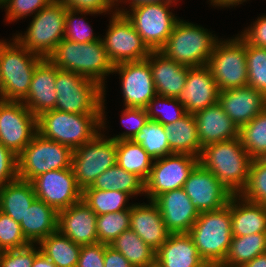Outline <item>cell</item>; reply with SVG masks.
<instances>
[{
	"label": "cell",
	"mask_w": 266,
	"mask_h": 267,
	"mask_svg": "<svg viewBox=\"0 0 266 267\" xmlns=\"http://www.w3.org/2000/svg\"><path fill=\"white\" fill-rule=\"evenodd\" d=\"M105 96L106 92L102 102V114H76L55 109L42 113L37 117L38 133L46 139L75 150L107 128Z\"/></svg>",
	"instance_id": "obj_1"
},
{
	"label": "cell",
	"mask_w": 266,
	"mask_h": 267,
	"mask_svg": "<svg viewBox=\"0 0 266 267\" xmlns=\"http://www.w3.org/2000/svg\"><path fill=\"white\" fill-rule=\"evenodd\" d=\"M149 203L132 204L130 208V229L147 245L157 251L169 238L170 232L162 219L158 206Z\"/></svg>",
	"instance_id": "obj_24"
},
{
	"label": "cell",
	"mask_w": 266,
	"mask_h": 267,
	"mask_svg": "<svg viewBox=\"0 0 266 267\" xmlns=\"http://www.w3.org/2000/svg\"><path fill=\"white\" fill-rule=\"evenodd\" d=\"M53 0H4L0 9L5 8L6 22H16L24 17L32 16L48 6Z\"/></svg>",
	"instance_id": "obj_46"
},
{
	"label": "cell",
	"mask_w": 266,
	"mask_h": 267,
	"mask_svg": "<svg viewBox=\"0 0 266 267\" xmlns=\"http://www.w3.org/2000/svg\"><path fill=\"white\" fill-rule=\"evenodd\" d=\"M105 244L82 245L77 267H104Z\"/></svg>",
	"instance_id": "obj_51"
},
{
	"label": "cell",
	"mask_w": 266,
	"mask_h": 267,
	"mask_svg": "<svg viewBox=\"0 0 266 267\" xmlns=\"http://www.w3.org/2000/svg\"><path fill=\"white\" fill-rule=\"evenodd\" d=\"M55 110L76 114H102L104 88L72 71L57 68Z\"/></svg>",
	"instance_id": "obj_7"
},
{
	"label": "cell",
	"mask_w": 266,
	"mask_h": 267,
	"mask_svg": "<svg viewBox=\"0 0 266 267\" xmlns=\"http://www.w3.org/2000/svg\"><path fill=\"white\" fill-rule=\"evenodd\" d=\"M240 195L266 207V158L252 159L248 182Z\"/></svg>",
	"instance_id": "obj_42"
},
{
	"label": "cell",
	"mask_w": 266,
	"mask_h": 267,
	"mask_svg": "<svg viewBox=\"0 0 266 267\" xmlns=\"http://www.w3.org/2000/svg\"><path fill=\"white\" fill-rule=\"evenodd\" d=\"M143 267H161V265L155 260L153 263L145 265Z\"/></svg>",
	"instance_id": "obj_58"
},
{
	"label": "cell",
	"mask_w": 266,
	"mask_h": 267,
	"mask_svg": "<svg viewBox=\"0 0 266 267\" xmlns=\"http://www.w3.org/2000/svg\"><path fill=\"white\" fill-rule=\"evenodd\" d=\"M83 15L85 17V15H94V13L67 8L64 39L77 43H90L100 40L101 37L94 35L93 29L88 21L83 18Z\"/></svg>",
	"instance_id": "obj_43"
},
{
	"label": "cell",
	"mask_w": 266,
	"mask_h": 267,
	"mask_svg": "<svg viewBox=\"0 0 266 267\" xmlns=\"http://www.w3.org/2000/svg\"><path fill=\"white\" fill-rule=\"evenodd\" d=\"M199 163V157L173 153L154 160L145 181V197L153 201L164 192L183 188L190 172Z\"/></svg>",
	"instance_id": "obj_14"
},
{
	"label": "cell",
	"mask_w": 266,
	"mask_h": 267,
	"mask_svg": "<svg viewBox=\"0 0 266 267\" xmlns=\"http://www.w3.org/2000/svg\"><path fill=\"white\" fill-rule=\"evenodd\" d=\"M36 198L32 182L17 178L0 187V211L20 224Z\"/></svg>",
	"instance_id": "obj_31"
},
{
	"label": "cell",
	"mask_w": 266,
	"mask_h": 267,
	"mask_svg": "<svg viewBox=\"0 0 266 267\" xmlns=\"http://www.w3.org/2000/svg\"><path fill=\"white\" fill-rule=\"evenodd\" d=\"M266 253V233L233 236L226 259L219 267H242Z\"/></svg>",
	"instance_id": "obj_33"
},
{
	"label": "cell",
	"mask_w": 266,
	"mask_h": 267,
	"mask_svg": "<svg viewBox=\"0 0 266 267\" xmlns=\"http://www.w3.org/2000/svg\"><path fill=\"white\" fill-rule=\"evenodd\" d=\"M242 267H266V253L256 256Z\"/></svg>",
	"instance_id": "obj_57"
},
{
	"label": "cell",
	"mask_w": 266,
	"mask_h": 267,
	"mask_svg": "<svg viewBox=\"0 0 266 267\" xmlns=\"http://www.w3.org/2000/svg\"><path fill=\"white\" fill-rule=\"evenodd\" d=\"M231 226L233 236L266 233V207L246 200L240 194L230 198Z\"/></svg>",
	"instance_id": "obj_28"
},
{
	"label": "cell",
	"mask_w": 266,
	"mask_h": 267,
	"mask_svg": "<svg viewBox=\"0 0 266 267\" xmlns=\"http://www.w3.org/2000/svg\"><path fill=\"white\" fill-rule=\"evenodd\" d=\"M220 90L207 65L188 67L184 89L178 100L186 113L195 114L206 107L218 103Z\"/></svg>",
	"instance_id": "obj_19"
},
{
	"label": "cell",
	"mask_w": 266,
	"mask_h": 267,
	"mask_svg": "<svg viewBox=\"0 0 266 267\" xmlns=\"http://www.w3.org/2000/svg\"><path fill=\"white\" fill-rule=\"evenodd\" d=\"M207 66L220 91L247 86L246 41L239 34L219 38Z\"/></svg>",
	"instance_id": "obj_10"
},
{
	"label": "cell",
	"mask_w": 266,
	"mask_h": 267,
	"mask_svg": "<svg viewBox=\"0 0 266 267\" xmlns=\"http://www.w3.org/2000/svg\"><path fill=\"white\" fill-rule=\"evenodd\" d=\"M73 150L36 133L17 156L18 178L32 181L42 173L71 168Z\"/></svg>",
	"instance_id": "obj_9"
},
{
	"label": "cell",
	"mask_w": 266,
	"mask_h": 267,
	"mask_svg": "<svg viewBox=\"0 0 266 267\" xmlns=\"http://www.w3.org/2000/svg\"><path fill=\"white\" fill-rule=\"evenodd\" d=\"M0 100H2V80H1V70H0Z\"/></svg>",
	"instance_id": "obj_59"
},
{
	"label": "cell",
	"mask_w": 266,
	"mask_h": 267,
	"mask_svg": "<svg viewBox=\"0 0 266 267\" xmlns=\"http://www.w3.org/2000/svg\"><path fill=\"white\" fill-rule=\"evenodd\" d=\"M42 59L14 37L9 41L0 40L2 100L22 102L26 98L34 69Z\"/></svg>",
	"instance_id": "obj_6"
},
{
	"label": "cell",
	"mask_w": 266,
	"mask_h": 267,
	"mask_svg": "<svg viewBox=\"0 0 266 267\" xmlns=\"http://www.w3.org/2000/svg\"><path fill=\"white\" fill-rule=\"evenodd\" d=\"M188 234L206 264L219 267L227 257L233 237L230 200L221 209L201 212Z\"/></svg>",
	"instance_id": "obj_4"
},
{
	"label": "cell",
	"mask_w": 266,
	"mask_h": 267,
	"mask_svg": "<svg viewBox=\"0 0 266 267\" xmlns=\"http://www.w3.org/2000/svg\"><path fill=\"white\" fill-rule=\"evenodd\" d=\"M17 178V155L0 143V187Z\"/></svg>",
	"instance_id": "obj_50"
},
{
	"label": "cell",
	"mask_w": 266,
	"mask_h": 267,
	"mask_svg": "<svg viewBox=\"0 0 266 267\" xmlns=\"http://www.w3.org/2000/svg\"><path fill=\"white\" fill-rule=\"evenodd\" d=\"M57 222L58 212L36 198L27 209L20 226L30 244H39L44 238L57 231Z\"/></svg>",
	"instance_id": "obj_29"
},
{
	"label": "cell",
	"mask_w": 266,
	"mask_h": 267,
	"mask_svg": "<svg viewBox=\"0 0 266 267\" xmlns=\"http://www.w3.org/2000/svg\"><path fill=\"white\" fill-rule=\"evenodd\" d=\"M207 28L178 19L172 33L159 50L167 58L188 67L207 65L219 39Z\"/></svg>",
	"instance_id": "obj_5"
},
{
	"label": "cell",
	"mask_w": 266,
	"mask_h": 267,
	"mask_svg": "<svg viewBox=\"0 0 266 267\" xmlns=\"http://www.w3.org/2000/svg\"><path fill=\"white\" fill-rule=\"evenodd\" d=\"M179 0H117L116 7L119 6V3L130 4L129 8H133L138 5L151 4V3H166V2H178ZM129 2V3H128Z\"/></svg>",
	"instance_id": "obj_54"
},
{
	"label": "cell",
	"mask_w": 266,
	"mask_h": 267,
	"mask_svg": "<svg viewBox=\"0 0 266 267\" xmlns=\"http://www.w3.org/2000/svg\"><path fill=\"white\" fill-rule=\"evenodd\" d=\"M252 159L237 137L205 146L199 163L233 194H240L248 182Z\"/></svg>",
	"instance_id": "obj_2"
},
{
	"label": "cell",
	"mask_w": 266,
	"mask_h": 267,
	"mask_svg": "<svg viewBox=\"0 0 266 267\" xmlns=\"http://www.w3.org/2000/svg\"><path fill=\"white\" fill-rule=\"evenodd\" d=\"M32 267H57L50 259H48L42 251H40L33 261Z\"/></svg>",
	"instance_id": "obj_55"
},
{
	"label": "cell",
	"mask_w": 266,
	"mask_h": 267,
	"mask_svg": "<svg viewBox=\"0 0 266 267\" xmlns=\"http://www.w3.org/2000/svg\"><path fill=\"white\" fill-rule=\"evenodd\" d=\"M30 245L21 226L12 217L0 211V252L20 249Z\"/></svg>",
	"instance_id": "obj_45"
},
{
	"label": "cell",
	"mask_w": 266,
	"mask_h": 267,
	"mask_svg": "<svg viewBox=\"0 0 266 267\" xmlns=\"http://www.w3.org/2000/svg\"><path fill=\"white\" fill-rule=\"evenodd\" d=\"M130 229V209L97 216L96 230L99 243L109 245L122 232Z\"/></svg>",
	"instance_id": "obj_40"
},
{
	"label": "cell",
	"mask_w": 266,
	"mask_h": 267,
	"mask_svg": "<svg viewBox=\"0 0 266 267\" xmlns=\"http://www.w3.org/2000/svg\"><path fill=\"white\" fill-rule=\"evenodd\" d=\"M132 141L143 147L154 160L171 154L164 125L155 120L149 119Z\"/></svg>",
	"instance_id": "obj_38"
},
{
	"label": "cell",
	"mask_w": 266,
	"mask_h": 267,
	"mask_svg": "<svg viewBox=\"0 0 266 267\" xmlns=\"http://www.w3.org/2000/svg\"><path fill=\"white\" fill-rule=\"evenodd\" d=\"M153 202L171 234L188 233L200 214L183 188L164 192Z\"/></svg>",
	"instance_id": "obj_20"
},
{
	"label": "cell",
	"mask_w": 266,
	"mask_h": 267,
	"mask_svg": "<svg viewBox=\"0 0 266 267\" xmlns=\"http://www.w3.org/2000/svg\"><path fill=\"white\" fill-rule=\"evenodd\" d=\"M96 213L82 199L58 212L57 230L74 243L88 245L98 242Z\"/></svg>",
	"instance_id": "obj_22"
},
{
	"label": "cell",
	"mask_w": 266,
	"mask_h": 267,
	"mask_svg": "<svg viewBox=\"0 0 266 267\" xmlns=\"http://www.w3.org/2000/svg\"><path fill=\"white\" fill-rule=\"evenodd\" d=\"M121 78L124 107L145 108L157 95L148 59L114 65Z\"/></svg>",
	"instance_id": "obj_17"
},
{
	"label": "cell",
	"mask_w": 266,
	"mask_h": 267,
	"mask_svg": "<svg viewBox=\"0 0 266 267\" xmlns=\"http://www.w3.org/2000/svg\"><path fill=\"white\" fill-rule=\"evenodd\" d=\"M60 4H63L66 8L92 12L96 14H108L117 12L116 2L114 0H54ZM108 12V13H107Z\"/></svg>",
	"instance_id": "obj_49"
},
{
	"label": "cell",
	"mask_w": 266,
	"mask_h": 267,
	"mask_svg": "<svg viewBox=\"0 0 266 267\" xmlns=\"http://www.w3.org/2000/svg\"><path fill=\"white\" fill-rule=\"evenodd\" d=\"M104 267H133L128 260L110 245L105 244Z\"/></svg>",
	"instance_id": "obj_53"
},
{
	"label": "cell",
	"mask_w": 266,
	"mask_h": 267,
	"mask_svg": "<svg viewBox=\"0 0 266 267\" xmlns=\"http://www.w3.org/2000/svg\"><path fill=\"white\" fill-rule=\"evenodd\" d=\"M31 182L36 197L57 212L82 200L83 190L78 186L72 168L42 173Z\"/></svg>",
	"instance_id": "obj_16"
},
{
	"label": "cell",
	"mask_w": 266,
	"mask_h": 267,
	"mask_svg": "<svg viewBox=\"0 0 266 267\" xmlns=\"http://www.w3.org/2000/svg\"><path fill=\"white\" fill-rule=\"evenodd\" d=\"M163 106V107H161ZM165 106L167 108H165ZM169 109H173L170 110ZM148 118L162 125L174 123L185 114V108L178 98L156 95L145 107Z\"/></svg>",
	"instance_id": "obj_41"
},
{
	"label": "cell",
	"mask_w": 266,
	"mask_h": 267,
	"mask_svg": "<svg viewBox=\"0 0 266 267\" xmlns=\"http://www.w3.org/2000/svg\"><path fill=\"white\" fill-rule=\"evenodd\" d=\"M218 103L240 129L266 108V95L247 85L220 91Z\"/></svg>",
	"instance_id": "obj_21"
},
{
	"label": "cell",
	"mask_w": 266,
	"mask_h": 267,
	"mask_svg": "<svg viewBox=\"0 0 266 267\" xmlns=\"http://www.w3.org/2000/svg\"><path fill=\"white\" fill-rule=\"evenodd\" d=\"M129 198V194L117 190L85 188L82 193V199L97 216L130 209L132 204L127 205Z\"/></svg>",
	"instance_id": "obj_37"
},
{
	"label": "cell",
	"mask_w": 266,
	"mask_h": 267,
	"mask_svg": "<svg viewBox=\"0 0 266 267\" xmlns=\"http://www.w3.org/2000/svg\"><path fill=\"white\" fill-rule=\"evenodd\" d=\"M248 44L266 48V15L258 19L250 27L241 31L239 34Z\"/></svg>",
	"instance_id": "obj_52"
},
{
	"label": "cell",
	"mask_w": 266,
	"mask_h": 267,
	"mask_svg": "<svg viewBox=\"0 0 266 267\" xmlns=\"http://www.w3.org/2000/svg\"><path fill=\"white\" fill-rule=\"evenodd\" d=\"M171 154H190L200 157L202 146L198 138L194 114L186 113L174 123L164 125Z\"/></svg>",
	"instance_id": "obj_30"
},
{
	"label": "cell",
	"mask_w": 266,
	"mask_h": 267,
	"mask_svg": "<svg viewBox=\"0 0 266 267\" xmlns=\"http://www.w3.org/2000/svg\"><path fill=\"white\" fill-rule=\"evenodd\" d=\"M242 146L254 158H266V108L239 129Z\"/></svg>",
	"instance_id": "obj_39"
},
{
	"label": "cell",
	"mask_w": 266,
	"mask_h": 267,
	"mask_svg": "<svg viewBox=\"0 0 266 267\" xmlns=\"http://www.w3.org/2000/svg\"><path fill=\"white\" fill-rule=\"evenodd\" d=\"M248 86L266 95V48L246 42Z\"/></svg>",
	"instance_id": "obj_44"
},
{
	"label": "cell",
	"mask_w": 266,
	"mask_h": 267,
	"mask_svg": "<svg viewBox=\"0 0 266 267\" xmlns=\"http://www.w3.org/2000/svg\"><path fill=\"white\" fill-rule=\"evenodd\" d=\"M37 132V117L22 102L0 100L1 144L18 156Z\"/></svg>",
	"instance_id": "obj_15"
},
{
	"label": "cell",
	"mask_w": 266,
	"mask_h": 267,
	"mask_svg": "<svg viewBox=\"0 0 266 267\" xmlns=\"http://www.w3.org/2000/svg\"><path fill=\"white\" fill-rule=\"evenodd\" d=\"M67 8L56 1L32 16L27 31L13 36L28 51L47 58L64 39Z\"/></svg>",
	"instance_id": "obj_8"
},
{
	"label": "cell",
	"mask_w": 266,
	"mask_h": 267,
	"mask_svg": "<svg viewBox=\"0 0 266 267\" xmlns=\"http://www.w3.org/2000/svg\"><path fill=\"white\" fill-rule=\"evenodd\" d=\"M56 78L57 67L48 58H43L34 69L28 94L22 101L34 116L55 109Z\"/></svg>",
	"instance_id": "obj_23"
},
{
	"label": "cell",
	"mask_w": 266,
	"mask_h": 267,
	"mask_svg": "<svg viewBox=\"0 0 266 267\" xmlns=\"http://www.w3.org/2000/svg\"><path fill=\"white\" fill-rule=\"evenodd\" d=\"M40 251L38 244H30L20 249L1 251L0 267H32L35 256Z\"/></svg>",
	"instance_id": "obj_48"
},
{
	"label": "cell",
	"mask_w": 266,
	"mask_h": 267,
	"mask_svg": "<svg viewBox=\"0 0 266 267\" xmlns=\"http://www.w3.org/2000/svg\"><path fill=\"white\" fill-rule=\"evenodd\" d=\"M148 120L145 108L125 107L121 113V124L127 130L110 138L115 141L132 140Z\"/></svg>",
	"instance_id": "obj_47"
},
{
	"label": "cell",
	"mask_w": 266,
	"mask_h": 267,
	"mask_svg": "<svg viewBox=\"0 0 266 267\" xmlns=\"http://www.w3.org/2000/svg\"><path fill=\"white\" fill-rule=\"evenodd\" d=\"M109 245L120 252L133 267H143L155 261L156 251L131 229L122 232Z\"/></svg>",
	"instance_id": "obj_36"
},
{
	"label": "cell",
	"mask_w": 266,
	"mask_h": 267,
	"mask_svg": "<svg viewBox=\"0 0 266 267\" xmlns=\"http://www.w3.org/2000/svg\"><path fill=\"white\" fill-rule=\"evenodd\" d=\"M116 149V164L127 172L136 174L145 182L150 175L154 159L132 140L116 141Z\"/></svg>",
	"instance_id": "obj_35"
},
{
	"label": "cell",
	"mask_w": 266,
	"mask_h": 267,
	"mask_svg": "<svg viewBox=\"0 0 266 267\" xmlns=\"http://www.w3.org/2000/svg\"><path fill=\"white\" fill-rule=\"evenodd\" d=\"M116 141L101 131L91 140L73 150L71 168L78 186H91L104 171L116 164Z\"/></svg>",
	"instance_id": "obj_12"
},
{
	"label": "cell",
	"mask_w": 266,
	"mask_h": 267,
	"mask_svg": "<svg viewBox=\"0 0 266 267\" xmlns=\"http://www.w3.org/2000/svg\"><path fill=\"white\" fill-rule=\"evenodd\" d=\"M58 69L72 71L97 82L106 91L105 80L113 73L102 40L77 43L63 39L47 57Z\"/></svg>",
	"instance_id": "obj_3"
},
{
	"label": "cell",
	"mask_w": 266,
	"mask_h": 267,
	"mask_svg": "<svg viewBox=\"0 0 266 267\" xmlns=\"http://www.w3.org/2000/svg\"><path fill=\"white\" fill-rule=\"evenodd\" d=\"M183 189L199 213L221 209L233 196V193L200 163L190 172Z\"/></svg>",
	"instance_id": "obj_18"
},
{
	"label": "cell",
	"mask_w": 266,
	"mask_h": 267,
	"mask_svg": "<svg viewBox=\"0 0 266 267\" xmlns=\"http://www.w3.org/2000/svg\"><path fill=\"white\" fill-rule=\"evenodd\" d=\"M161 267H205L197 247L188 233L170 234L155 253Z\"/></svg>",
	"instance_id": "obj_27"
},
{
	"label": "cell",
	"mask_w": 266,
	"mask_h": 267,
	"mask_svg": "<svg viewBox=\"0 0 266 267\" xmlns=\"http://www.w3.org/2000/svg\"><path fill=\"white\" fill-rule=\"evenodd\" d=\"M247 2V0H209L210 4L214 7H221V8H230L231 7H235L236 5H240L243 2Z\"/></svg>",
	"instance_id": "obj_56"
},
{
	"label": "cell",
	"mask_w": 266,
	"mask_h": 267,
	"mask_svg": "<svg viewBox=\"0 0 266 267\" xmlns=\"http://www.w3.org/2000/svg\"><path fill=\"white\" fill-rule=\"evenodd\" d=\"M40 250L57 267H77L81 245L74 243L58 230L44 238Z\"/></svg>",
	"instance_id": "obj_32"
},
{
	"label": "cell",
	"mask_w": 266,
	"mask_h": 267,
	"mask_svg": "<svg viewBox=\"0 0 266 267\" xmlns=\"http://www.w3.org/2000/svg\"><path fill=\"white\" fill-rule=\"evenodd\" d=\"M194 116L202 148L239 137V128L224 112L219 103L196 112Z\"/></svg>",
	"instance_id": "obj_25"
},
{
	"label": "cell",
	"mask_w": 266,
	"mask_h": 267,
	"mask_svg": "<svg viewBox=\"0 0 266 267\" xmlns=\"http://www.w3.org/2000/svg\"><path fill=\"white\" fill-rule=\"evenodd\" d=\"M172 3L177 4V2L151 3L138 5L129 10L116 7L118 8L116 10L132 23L151 51H159L179 19L170 9Z\"/></svg>",
	"instance_id": "obj_11"
},
{
	"label": "cell",
	"mask_w": 266,
	"mask_h": 267,
	"mask_svg": "<svg viewBox=\"0 0 266 267\" xmlns=\"http://www.w3.org/2000/svg\"><path fill=\"white\" fill-rule=\"evenodd\" d=\"M87 188L123 191L132 198L138 194H145V182L136 174L127 172L117 164L104 171Z\"/></svg>",
	"instance_id": "obj_34"
},
{
	"label": "cell",
	"mask_w": 266,
	"mask_h": 267,
	"mask_svg": "<svg viewBox=\"0 0 266 267\" xmlns=\"http://www.w3.org/2000/svg\"><path fill=\"white\" fill-rule=\"evenodd\" d=\"M106 35L100 38L113 65L146 59L151 50L124 14H111Z\"/></svg>",
	"instance_id": "obj_13"
},
{
	"label": "cell",
	"mask_w": 266,
	"mask_h": 267,
	"mask_svg": "<svg viewBox=\"0 0 266 267\" xmlns=\"http://www.w3.org/2000/svg\"><path fill=\"white\" fill-rule=\"evenodd\" d=\"M157 95L178 98L184 89L188 66L176 63L160 51H151L147 57Z\"/></svg>",
	"instance_id": "obj_26"
}]
</instances>
